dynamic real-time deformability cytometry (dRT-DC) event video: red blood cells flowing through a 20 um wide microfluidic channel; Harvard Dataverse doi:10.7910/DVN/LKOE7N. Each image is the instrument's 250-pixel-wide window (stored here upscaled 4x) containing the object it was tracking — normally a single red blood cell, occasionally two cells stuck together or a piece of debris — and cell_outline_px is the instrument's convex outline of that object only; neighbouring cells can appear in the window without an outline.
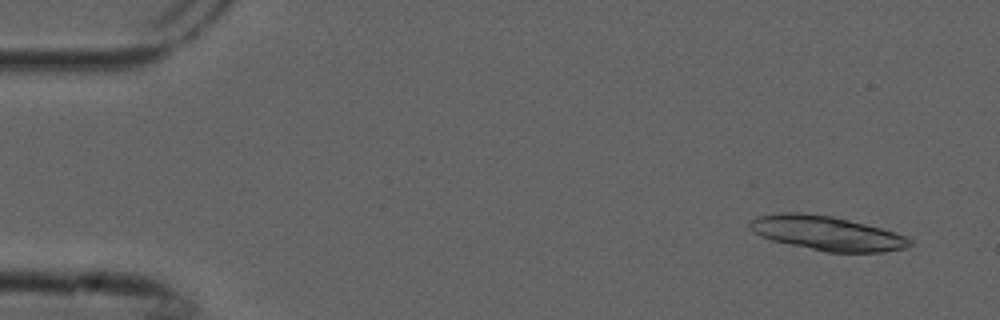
{"species": "common noctule bat (a hibernating species)", "species_latin": "Nyctalus noctula", "temperature_condition": "cold", "stored_images_in_passage": 8, "camera_frame_rate_fps": 3000, "um_per_image_px": 0.085, "animal": {"sex": "male", "forearm_length_mm": 52.5}, "frame": {"image": 1, "passage_image": 1, "time_ms": 0.0, "image_size_px": [1000, 320], "cell_outline_px": [[912, 244], [904, 248], [880, 252], [824, 252], [772, 240], [760, 236], [748, 224], [756, 216], [780, 212], [800, 212], [832, 216], [880, 228], [908, 236], [912, 240]], "centroid_in_image_um": [70.28, 19.82], "position_along_channel_um": 14.7, "area_um2": 31.79}}
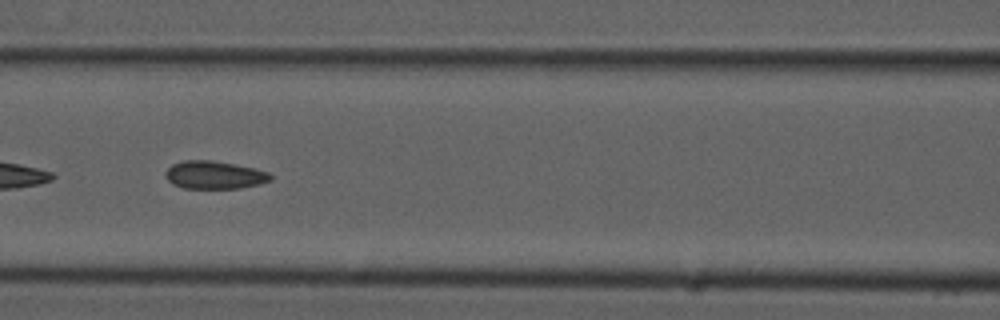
{"frame": {"image": 2, "passage_image": 6, "time_ms": 1.667, "image_size_px": [1000, 320], "cell_outline_px": [[272, 180], [260, 184], [240, 188], [184, 188], [172, 184], [164, 176], [164, 172], [172, 164], [184, 160], [212, 160], [252, 168], [268, 172], [272, 176]], "centroid_in_image_um": [18.19, 14.87], "position_along_channel_um": 148.4, "area_um2": 17.05}}
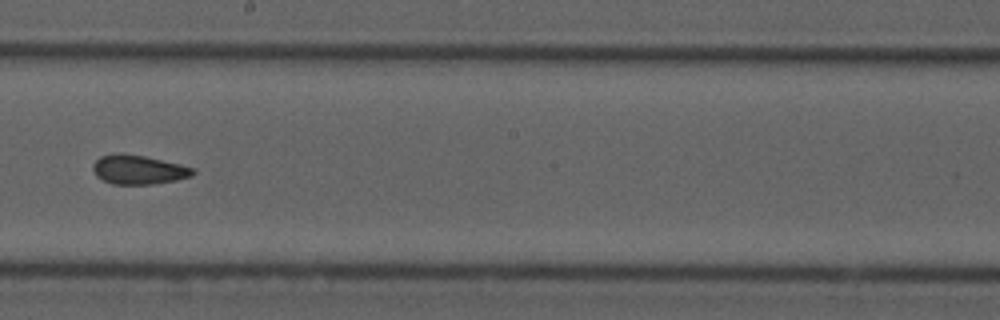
{"frame": {"image": 3, "passage_image": 8, "time_ms": 2.333, "image_size_px": [1000, 320], "cell_outline_px": [[196, 172], [192, 176], [176, 180], [152, 184], [112, 184], [96, 176], [92, 168], [92, 164], [100, 156], [120, 152], [144, 156], [180, 164], [196, 168]], "centroid_in_image_um": [11.78, 14.41], "position_along_channel_um": 236.4, "area_um2": 17.11}}